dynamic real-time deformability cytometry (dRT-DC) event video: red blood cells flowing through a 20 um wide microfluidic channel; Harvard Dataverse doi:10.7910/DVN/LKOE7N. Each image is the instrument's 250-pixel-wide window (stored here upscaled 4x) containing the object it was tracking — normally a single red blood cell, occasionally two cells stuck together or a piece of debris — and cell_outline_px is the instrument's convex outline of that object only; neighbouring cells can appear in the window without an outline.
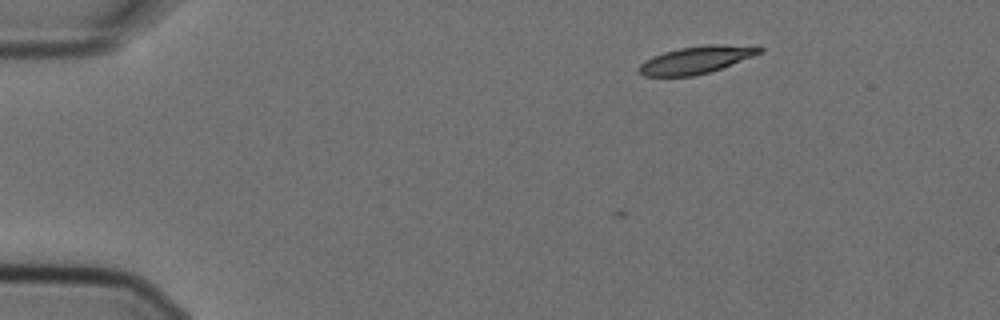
{"species": "Egyptian fruit bat (a non-hibernating species)", "species_latin": "Rousettus aegyptiacus", "temperature_condition": "cold", "stored_images_in_passage": 6, "camera_frame_rate_fps": 3000, "um_per_image_px": 0.085, "animal": {"sex": "female"}, "frame": {"image": 1, "passage_image": 2, "time_ms": 0.333, "image_size_px": [1000, 320], "cell_outline_px": [[764, 48], [760, 52], [752, 56], [720, 68], [708, 72], [692, 76], [644, 76], [636, 68], [644, 60], [652, 56], [664, 52], [680, 48], [708, 44], [760, 44]], "centroid_in_image_um": [59.21, 5.06], "position_along_channel_um": 25.8, "area_um2": 19.36}}
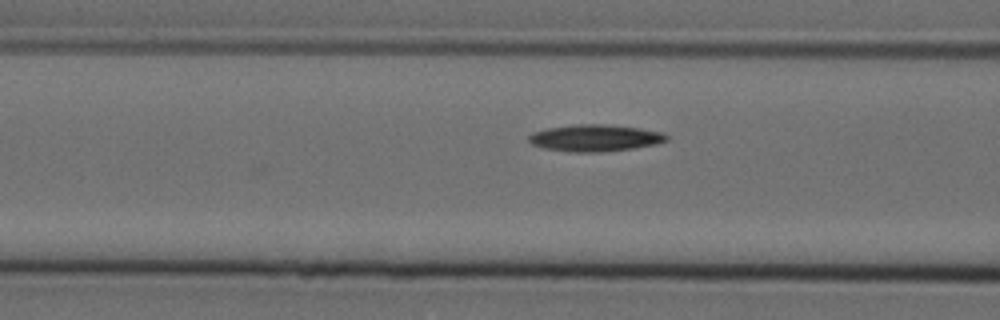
{"frame": {"image": 2, "passage_image": 6, "time_ms": 1.667, "image_size_px": [1000, 320], "cell_outline_px": [[668, 140], [656, 144], [632, 148], [600, 152], [568, 152], [544, 148], [532, 144], [528, 140], [528, 136], [532, 132], [548, 128], [576, 124], [604, 124], [640, 128], [664, 132], [668, 136]], "centroid_in_image_um": [50.58, 11.72], "position_along_channel_um": 116.0, "area_um2": 21.56}}